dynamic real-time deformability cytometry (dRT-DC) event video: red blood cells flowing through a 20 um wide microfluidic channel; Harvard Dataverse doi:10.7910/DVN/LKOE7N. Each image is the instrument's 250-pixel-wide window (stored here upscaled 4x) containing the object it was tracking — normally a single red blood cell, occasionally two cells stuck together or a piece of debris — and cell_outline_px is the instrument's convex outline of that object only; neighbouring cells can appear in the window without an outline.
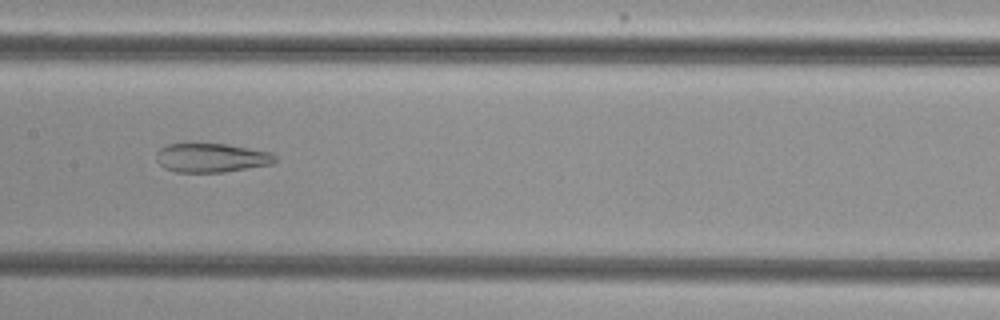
{"species": "common noctule bat (a hibernating species)", "species_latin": "Nyctalus noctula", "temperature_condition": "cold", "stored_images_in_passage": 53, "camera_frame_rate_fps": 3000, "um_per_image_px": 0.085, "animal": {"sex": "female", "body_mass_g": 29.2, "forearm_length_mm": 56.3}, "frame": {"image": 1, "passage_image": 26, "time_ms": 8.333, "image_size_px": [1000, 320], "cell_outline_px": [[276, 160], [272, 164], [224, 172], [176, 172], [164, 168], [156, 160], [156, 152], [160, 148], [168, 144], [228, 144], [272, 152], [276, 156]], "centroid_in_image_um": [17.98, 13.41], "position_along_channel_um": 189.4, "area_um2": 20.11}}
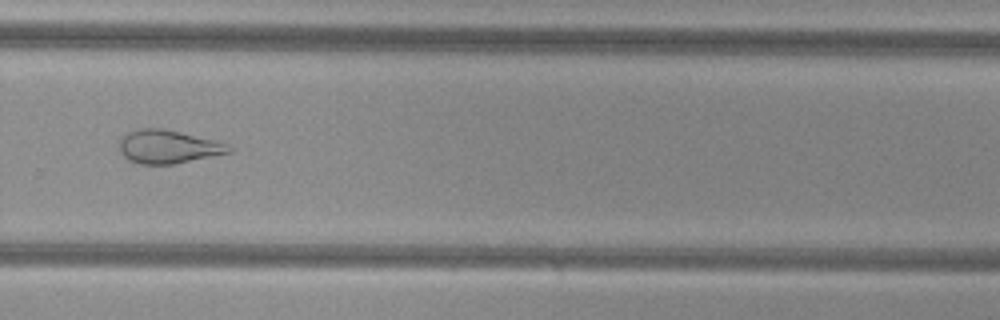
{"frame": {"image": 2, "passage_image": 36, "time_ms": 11.667, "image_size_px": [1000, 320], "cell_outline_px": [[232, 152], [176, 164], [140, 164], [128, 160], [120, 152], [120, 140], [128, 132], [140, 128], [160, 128], [180, 132], [228, 144], [232, 148]], "centroid_in_image_um": [14.29, 12.48], "position_along_channel_um": 315.5, "area_um2": 21.15}}
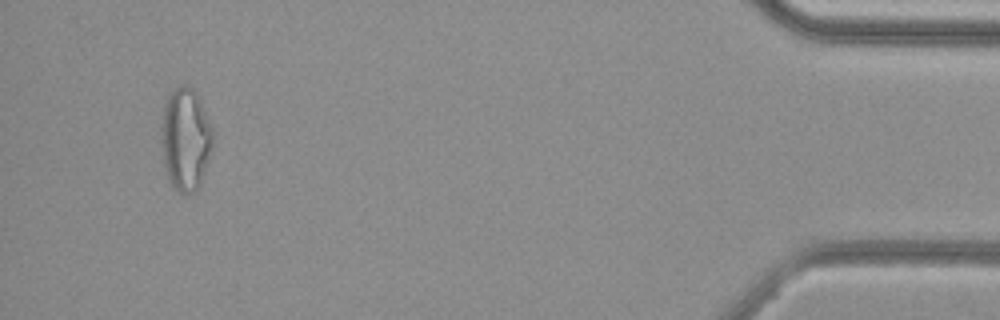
{"frame": {"image": 3, "passage_image": 50, "time_ms": 16.333, "image_size_px": [1000, 320], "cell_outline_px": [[216, 132], [212, 148], [200, 184], [188, 196], [172, 188], [168, 180], [164, 164], [160, 140], [160, 128], [164, 108], [168, 92], [184, 84], [188, 84], [196, 92]], "centroid_in_image_um": [15.77, 11.81], "position_along_channel_um": 419.4, "area_um2": 31.62}, "authors_computed_cell_mechanics": {"area_um2": 27.3394, "velocity_mm_per_s": 3.7937, "shape_relaxation_time_tau1_ms": null, "shape_relaxation_time_tau2_ms": 2.7358, "deformation_change_tau1": null, "deformation_change_tau2": 0.1202}}